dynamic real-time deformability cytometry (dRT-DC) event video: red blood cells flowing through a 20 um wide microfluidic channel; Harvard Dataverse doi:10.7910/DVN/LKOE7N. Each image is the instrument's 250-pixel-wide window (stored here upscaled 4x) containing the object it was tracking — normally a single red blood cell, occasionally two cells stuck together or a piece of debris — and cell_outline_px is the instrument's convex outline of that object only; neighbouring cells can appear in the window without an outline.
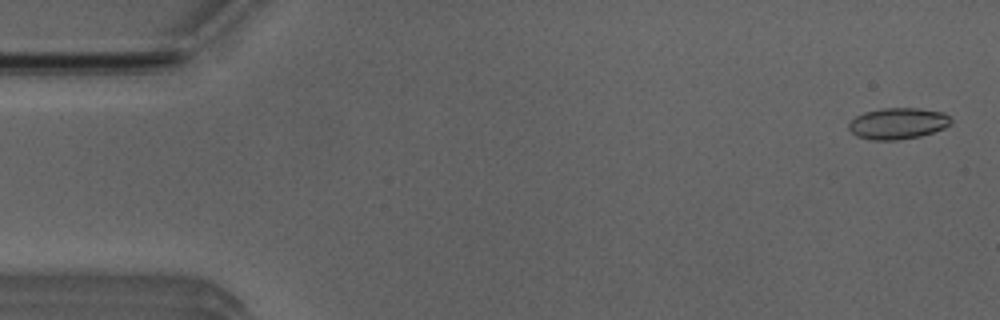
{"species": "Egyptian fruit bat (a non-hibernating species)", "species_latin": "Rousettus aegyptiacus", "temperature_condition": "room temperature", "stored_images_in_passage": 51, "camera_frame_rate_fps": 3000, "um_per_image_px": 0.085, "animal": {"sex": "male"}, "frame": {"image": 1, "passage_image": 2, "time_ms": 0.333, "image_size_px": [1000, 320], "cell_outline_px": [[952, 120], [944, 128], [920, 136], [896, 140], [872, 140], [856, 136], [848, 128], [848, 124], [856, 116], [864, 112], [880, 108], [920, 108], [944, 112]], "centroid_in_image_um": [76.3, 10.48], "position_along_channel_um": 8.7, "area_um2": 18.61}}
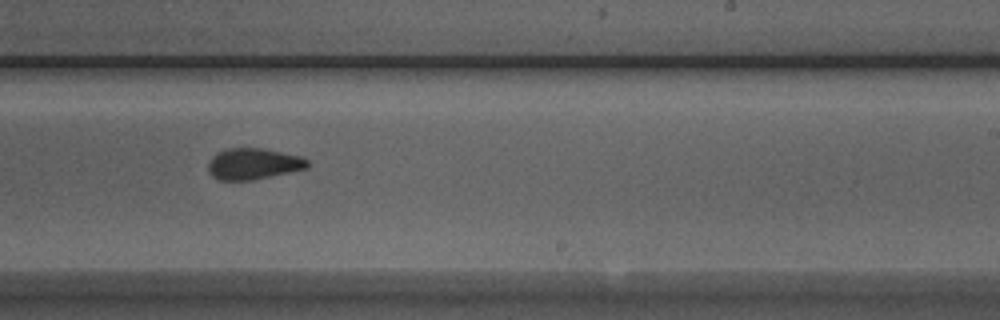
{"frame": {"image": 2, "passage_image": 31, "time_ms": 10.0, "image_size_px": [1000, 320], "cell_outline_px": [[308, 168], [252, 180], [220, 180], [212, 176], [208, 168], [208, 164], [212, 156], [216, 152], [228, 148], [260, 148], [300, 156], [308, 160]], "centroid_in_image_um": [21.51, 13.92], "position_along_channel_um": 267.5, "area_um2": 17.92}}
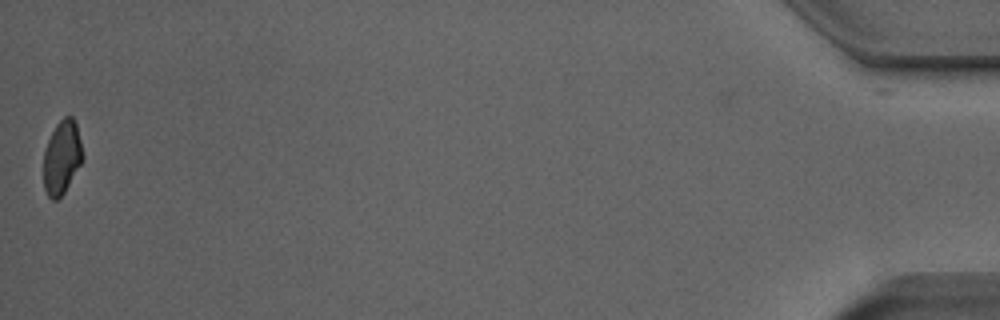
{"frame": {"image": 3, "passage_image": 51, "time_ms": 16.667, "image_size_px": [1000, 320], "cell_outline_px": [[84, 156], [80, 164], [64, 192], [56, 200], [52, 200], [48, 196], [44, 188], [44, 152], [48, 140], [56, 124], [64, 116], [72, 116], [76, 124]], "centroid_in_image_um": [5.26, 13.36], "position_along_channel_um": 429.9, "area_um2": 16.53}, "authors_computed_cell_mechanics": {"area_um2": 18.496, "velocity_mm_per_s": 4.0009, "shape_relaxation_time_tau1_ms": 5.545, "shape_relaxation_time_tau2_ms": 1.5728, "deformation_change_tau1": 0.1153, "deformation_change_tau2": 0.0518}}